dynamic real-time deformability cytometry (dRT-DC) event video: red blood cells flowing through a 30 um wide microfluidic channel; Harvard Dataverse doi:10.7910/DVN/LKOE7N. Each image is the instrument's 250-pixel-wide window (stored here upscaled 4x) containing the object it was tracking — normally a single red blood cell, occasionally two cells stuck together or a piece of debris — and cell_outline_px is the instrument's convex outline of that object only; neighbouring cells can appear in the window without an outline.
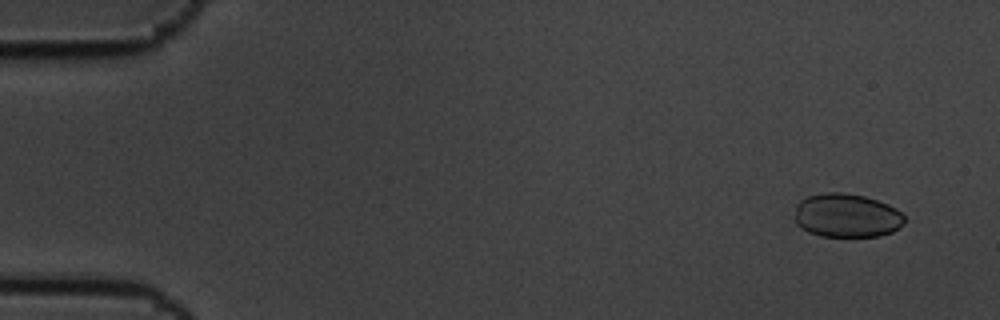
{"species": "common noctule bat (a hibernating species)", "species_latin": "Nyctalus noctula", "temperature_condition": "cold", "stored_images_in_passage": 58, "camera_frame_rate_fps": 3000, "um_per_image_px": 0.085, "animal": {"sex": "male", "body_mass_g": 19.5, "forearm_length_mm": 54.6}, "frame": {"image": 1, "passage_image": 3, "time_ms": 0.667, "image_size_px": [1000, 320], "cell_outline_px": [[904, 224], [900, 228], [892, 232], [880, 236], [820, 236], [808, 232], [800, 228], [796, 224], [796, 204], [800, 200], [808, 196], [824, 192], [844, 192], [864, 196], [888, 204], [896, 208], [904, 216]], "centroid_in_image_um": [71.97, 18.32], "position_along_channel_um": 13.0, "area_um2": 28.21}}
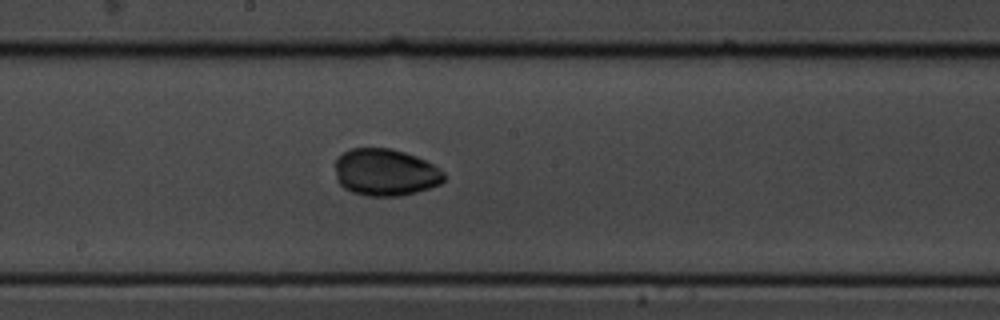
{"frame": {"image": 2, "passage_image": 31, "time_ms": 10.0, "image_size_px": [1000, 320], "cell_outline_px": [[444, 180], [440, 184], [416, 192], [400, 196], [368, 196], [352, 192], [344, 188], [336, 180], [336, 160], [344, 152], [352, 148], [392, 148], [416, 156], [432, 164], [444, 172]], "centroid_in_image_um": [32.75, 14.65], "position_along_channel_um": 215.5, "area_um2": 29.77}}
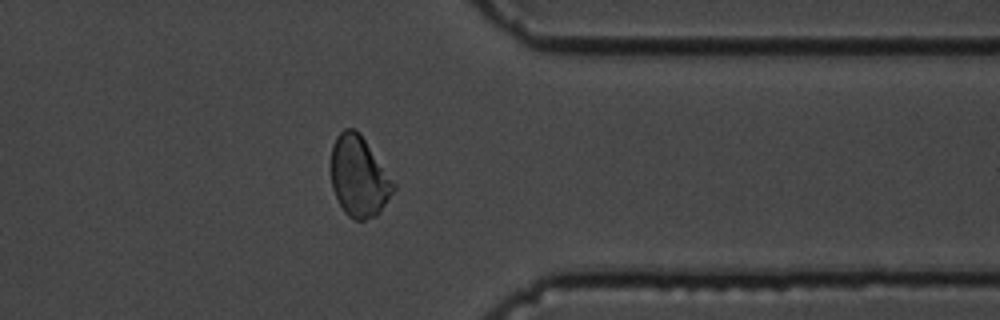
{"frame": {"image": 3, "passage_image": 46, "time_ms": 15.0, "image_size_px": [1000, 320], "cell_outline_px": [[396, 188], [380, 212], [376, 216], [364, 220], [356, 220], [348, 216], [344, 212], [332, 188], [332, 144], [336, 136], [344, 128], [352, 128], [360, 132], [396, 184]], "centroid_in_image_um": [30.52, 15.0], "position_along_channel_um": 380.9, "area_um2": 29.36}, "authors_computed_cell_mechanics": {"area_um2": 29.6514, "velocity_mm_per_s": 3.4504, "shape_relaxation_time_tau1_ms": 1.6197, "shape_relaxation_time_tau2_ms": 5.863, "deformation_change_tau1": 0.0774, "deformation_change_tau2": 0.0547}}